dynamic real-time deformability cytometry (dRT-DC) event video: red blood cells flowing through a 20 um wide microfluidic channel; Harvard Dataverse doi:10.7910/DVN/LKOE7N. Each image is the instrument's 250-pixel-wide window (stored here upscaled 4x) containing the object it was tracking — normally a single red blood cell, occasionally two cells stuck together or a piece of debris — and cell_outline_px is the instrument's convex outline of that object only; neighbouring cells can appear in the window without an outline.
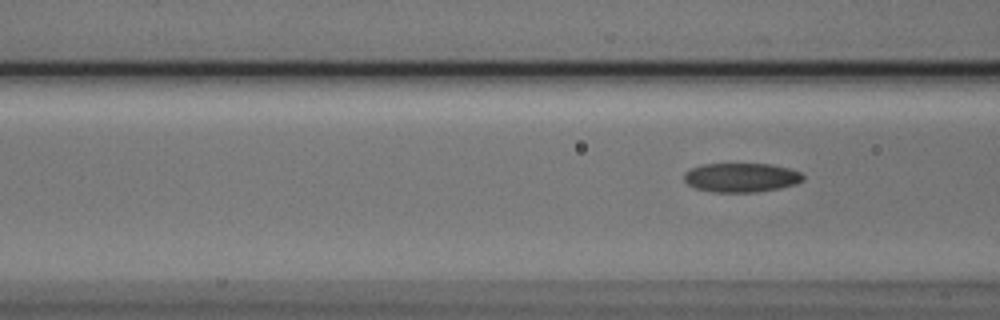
{"species": "Egyptian fruit bat (a non-hibernating species)", "species_latin": "Rousettus aegyptiacus", "temperature_condition": "cold", "stored_images_in_passage": 3, "camera_frame_rate_fps": 3000, "um_per_image_px": 0.085, "animal": {"sex": "male"}, "frame": {"image": 1, "passage_image": 3, "time_ms": 0.667, "image_size_px": [1000, 320], "cell_outline_px": [[804, 180], [796, 184], [780, 188], [756, 192], [716, 192], [696, 188], [688, 184], [684, 180], [684, 172], [700, 164], [768, 164], [788, 168], [800, 172], [804, 176]], "centroid_in_image_um": [63.01, 15.09], "position_along_channel_um": 103.6, "area_um2": 20.17}}